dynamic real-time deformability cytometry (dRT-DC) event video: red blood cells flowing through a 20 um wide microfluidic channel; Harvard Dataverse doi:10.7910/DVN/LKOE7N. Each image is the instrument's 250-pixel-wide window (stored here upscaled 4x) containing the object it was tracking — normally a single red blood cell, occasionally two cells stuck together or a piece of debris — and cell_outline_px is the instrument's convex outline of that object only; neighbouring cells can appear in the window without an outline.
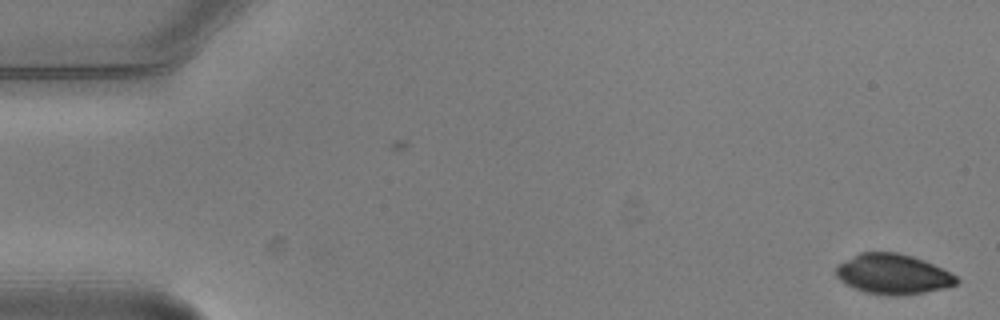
{"species": "common noctule bat (a hibernating species)", "species_latin": "Nyctalus noctula", "temperature_condition": "warm", "stored_images_in_passage": 2, "camera_frame_rate_fps": 3000, "um_per_image_px": 0.085, "animal": {"sex": "male", "body_mass_g": 20.5, "forearm_length_mm": 52.5}, "frame": {"image": 1, "passage_image": 2, "time_ms": 0.333, "image_size_px": [1000, 320], "cell_outline_px": [[960, 280], [956, 284], [948, 288], [924, 292], [896, 296], [888, 296], [864, 292], [844, 284], [836, 276], [836, 264], [860, 252], [896, 252], [912, 256], [924, 260], [956, 276]], "centroid_in_image_um": [75.87, 23.31], "position_along_channel_um": 9.1, "area_um2": 28.32}}